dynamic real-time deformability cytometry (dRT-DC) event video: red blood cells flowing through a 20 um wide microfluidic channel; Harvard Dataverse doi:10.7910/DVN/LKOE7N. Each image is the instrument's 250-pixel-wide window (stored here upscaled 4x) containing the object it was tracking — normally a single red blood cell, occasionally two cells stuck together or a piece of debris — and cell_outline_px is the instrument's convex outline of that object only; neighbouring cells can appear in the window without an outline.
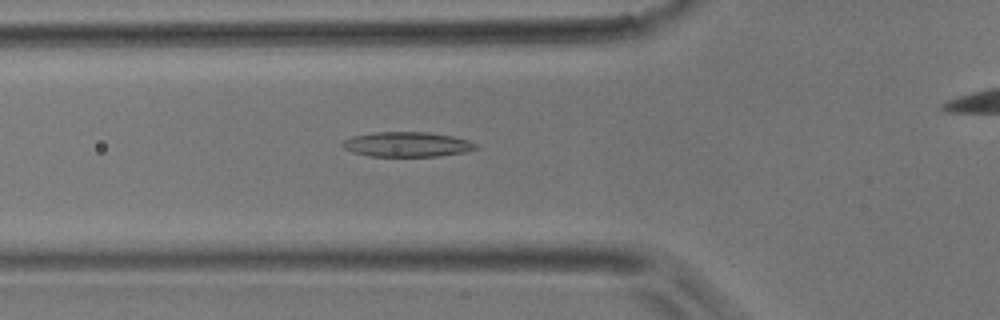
{"species": "common noctule bat (a hibernating species)", "species_latin": "Nyctalus noctula", "temperature_condition": "room temperature", "stored_images_in_passage": 44, "camera_frame_rate_fps": 3000, "um_per_image_px": 0.085, "animal": {"sex": "male", "body_mass_g": 17.9}, "frame": {"image": 1, "passage_image": 16, "time_ms": 5.0, "image_size_px": [1000, 320], "cell_outline_px": [[476, 148], [464, 152], [440, 156], [368, 156], [352, 152], [344, 148], [340, 144], [344, 140], [352, 136], [372, 132], [428, 132], [452, 136], [468, 140], [476, 144]], "centroid_in_image_um": [34.55, 12.27], "position_along_channel_um": 91.2, "area_um2": 19.31}}
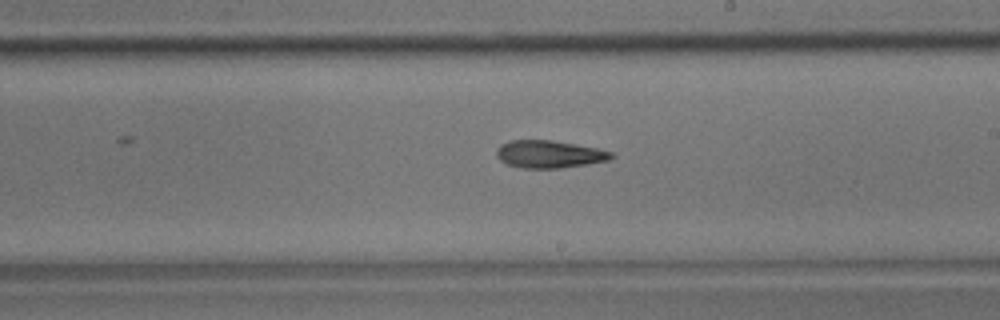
{"frame": {"image": 2, "passage_image": 26, "time_ms": 8.333, "image_size_px": [1000, 320], "cell_outline_px": [[616, 156], [608, 160], [588, 164], [560, 168], [520, 168], [504, 164], [496, 156], [496, 148], [500, 144], [512, 140], [552, 140], [596, 148], [612, 152]], "centroid_in_image_um": [46.64, 13.11], "position_along_channel_um": 242.4, "area_um2": 18.55}}
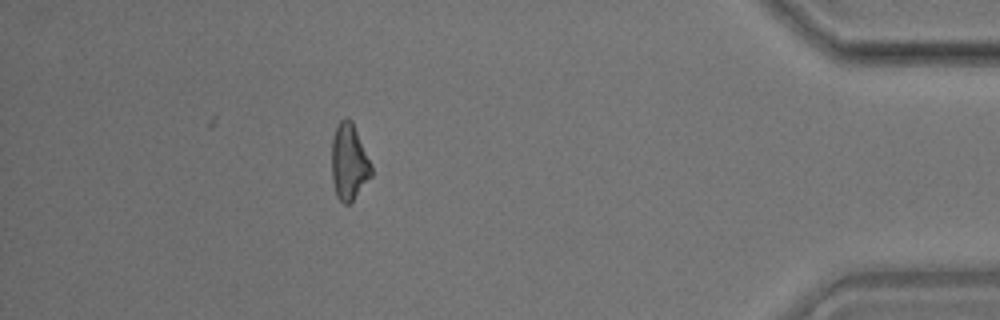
{"frame": {"image": 3, "passage_image": 40, "time_ms": 13.0, "image_size_px": [1000, 320], "cell_outline_px": [[372, 176], [352, 200], [348, 204], [344, 204], [336, 196], [332, 180], [332, 140], [336, 128], [340, 120], [344, 116], [348, 116], [352, 120], [372, 164]], "centroid_in_image_um": [29.67, 13.74], "position_along_channel_um": 405.5, "area_um2": 17.74}}